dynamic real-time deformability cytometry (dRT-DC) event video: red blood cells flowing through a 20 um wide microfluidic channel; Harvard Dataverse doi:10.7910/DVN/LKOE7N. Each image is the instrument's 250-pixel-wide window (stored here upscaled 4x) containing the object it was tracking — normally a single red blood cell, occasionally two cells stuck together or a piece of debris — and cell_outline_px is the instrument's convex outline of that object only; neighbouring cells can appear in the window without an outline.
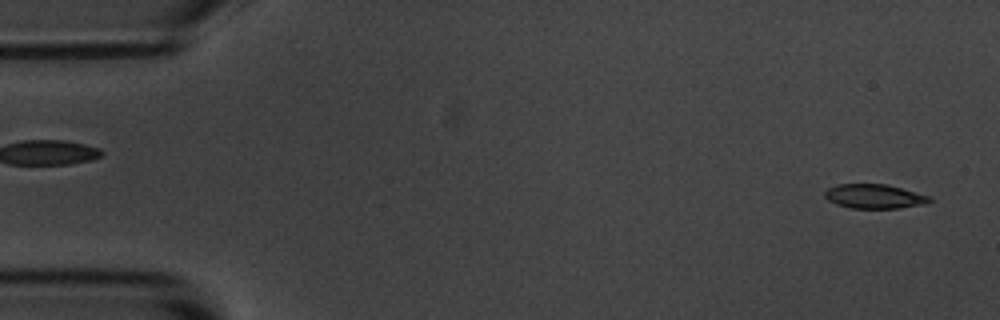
{"species": "common noctule bat (a hibernating species)", "species_latin": "Nyctalus noctula", "temperature_condition": "room temperature", "stored_images_in_passage": 53, "camera_frame_rate_fps": 3000, "um_per_image_px": 0.085, "animal": {"sex": "male", "body_mass_g": 20.1, "forearm_length_mm": 53.5}, "frame": {"image": 1, "passage_image": 1, "time_ms": 0.0, "image_size_px": [1000, 320], "cell_outline_px": [[932, 200], [928, 204], [900, 208], [852, 208], [836, 204], [828, 200], [824, 196], [824, 192], [828, 188], [836, 184], [884, 184], [932, 196]], "centroid_in_image_um": [74.34, 16.69], "position_along_channel_um": 10.7, "area_um2": 14.91}}
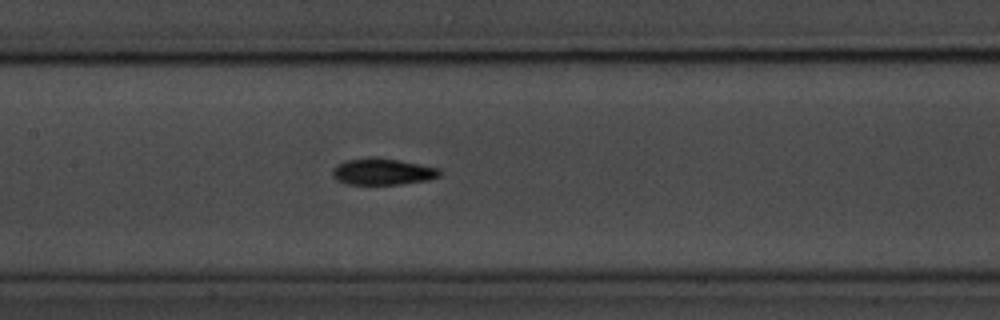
{"frame": {"image": 2, "passage_image": 24, "time_ms": 7.667, "image_size_px": [1000, 320], "cell_outline_px": [[444, 172], [440, 176], [428, 180], [400, 184], [344, 184], [336, 180], [332, 176], [332, 168], [336, 164], [348, 160], [400, 160], [440, 168]], "centroid_in_image_um": [32.56, 14.63], "position_along_channel_um": 174.8, "area_um2": 16.13}}
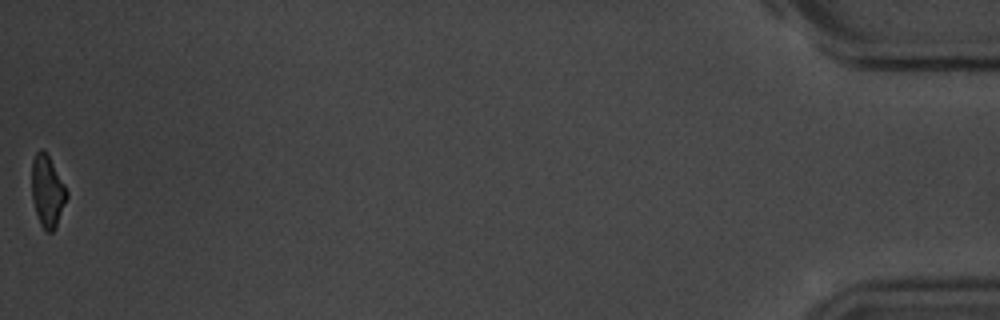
{"frame": {"image": 3, "passage_image": 53, "time_ms": 17.333, "image_size_px": [1000, 320], "cell_outline_px": [[68, 196], [56, 228], [52, 232], [44, 232], [40, 224], [32, 200], [32, 160], [36, 152], [40, 148], [48, 156], [64, 184], [68, 192]], "centroid_in_image_um": [4.03, 16.3], "position_along_channel_um": 431.2, "area_um2": 14.57}, "authors_computed_cell_mechanics": {"area_um2": 16.0684, "velocity_mm_per_s": 3.6768, "shape_relaxation_time_tau1_ms": 2.6234, "shape_relaxation_time_tau2_ms": 7.6415, "deformation_change_tau1": 0.1133, "deformation_change_tau2": 0.1446}}